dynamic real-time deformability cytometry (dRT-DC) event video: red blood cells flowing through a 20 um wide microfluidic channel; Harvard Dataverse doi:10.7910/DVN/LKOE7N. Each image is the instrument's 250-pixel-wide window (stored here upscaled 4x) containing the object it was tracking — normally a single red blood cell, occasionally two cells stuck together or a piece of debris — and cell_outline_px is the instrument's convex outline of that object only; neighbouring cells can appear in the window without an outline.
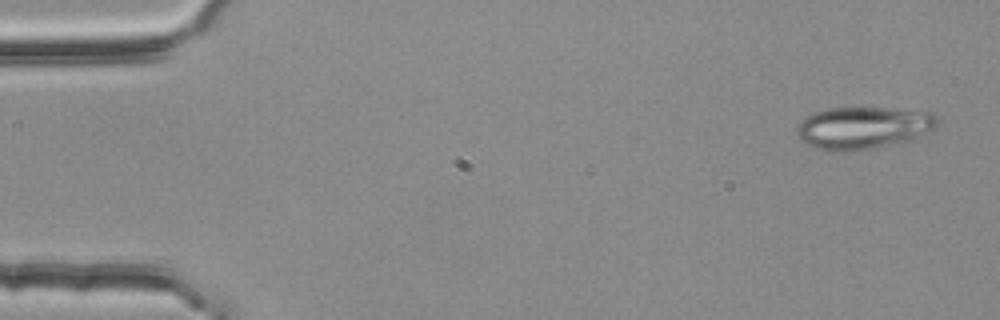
{"species": "common noctule bat (a hibernating species)", "species_latin": "Nyctalus noctula", "temperature_condition": "room temperature", "stored_images_in_passage": 3, "camera_frame_rate_fps": 3000, "um_per_image_px": 0.085, "animal": {"sex": "female", "body_mass_g": 25.1}, "frame": {"image": 1, "passage_image": 1, "time_ms": 0.0, "image_size_px": [1000, 320], "cell_outline_px": [[940, 120], [936, 128], [916, 140], [904, 144], [852, 152], [832, 152], [816, 148], [804, 144], [800, 140], [796, 132], [796, 128], [800, 120], [812, 112], [828, 108], [884, 108], [932, 112], [940, 116]], "centroid_in_image_um": [73.42, 10.9], "position_along_channel_um": 11.6, "area_um2": 36.07}}